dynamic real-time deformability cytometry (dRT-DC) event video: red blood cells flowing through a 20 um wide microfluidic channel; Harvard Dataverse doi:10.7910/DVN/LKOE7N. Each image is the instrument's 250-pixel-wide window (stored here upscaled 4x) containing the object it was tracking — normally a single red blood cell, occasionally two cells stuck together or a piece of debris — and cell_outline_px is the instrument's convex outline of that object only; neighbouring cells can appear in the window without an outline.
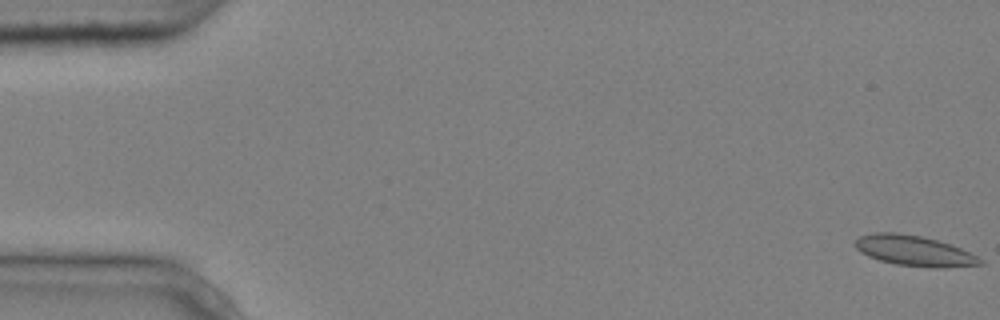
{"species": "common noctule bat (a hibernating species)", "species_latin": "Nyctalus noctula", "temperature_condition": "cold", "stored_images_in_passage": 3, "camera_frame_rate_fps": 3000, "um_per_image_px": 0.085, "animal": {"sex": "male", "body_mass_g": 20.4}, "frame": {"image": 1, "passage_image": 1, "time_ms": 0.0, "image_size_px": [1000, 320], "cell_outline_px": [[984, 264], [944, 268], [932, 268], [896, 264], [880, 260], [868, 256], [860, 252], [856, 248], [856, 240], [860, 236], [876, 232], [896, 232], [920, 236], [952, 244], [984, 260]], "centroid_in_image_um": [77.73, 21.32], "position_along_channel_um": 7.3, "area_um2": 22.08}}